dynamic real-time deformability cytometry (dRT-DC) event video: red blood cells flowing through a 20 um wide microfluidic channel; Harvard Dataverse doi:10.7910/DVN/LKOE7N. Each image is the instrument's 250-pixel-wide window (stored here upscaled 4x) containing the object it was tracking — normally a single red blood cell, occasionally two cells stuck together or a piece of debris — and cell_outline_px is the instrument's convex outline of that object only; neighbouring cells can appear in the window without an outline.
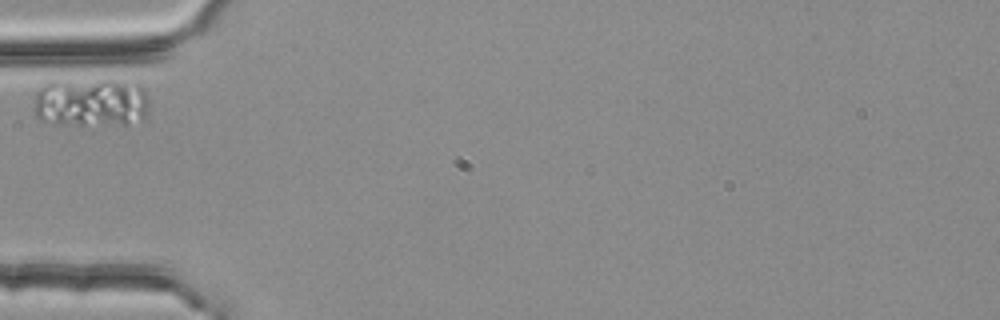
{"species": "common noctule bat (a hibernating species)", "species_latin": "Nyctalus noctula", "temperature_condition": "room temperature", "stored_images_in_passage": 3, "camera_frame_rate_fps": 3000, "um_per_image_px": 0.085, "animal": {"sex": "female", "body_mass_g": 25.1}, "frame": {"image": 1, "passage_image": 3, "time_ms": 0.667, "image_size_px": [1000, 320], "cell_outline_px": [[148, 112], [144, 116], [128, 124], [56, 124], [40, 120], [36, 116], [36, 92], [44, 84], [52, 80], [112, 80], [140, 84], [144, 88], [148, 100]], "centroid_in_image_um": [7.73, 8.69], "position_along_channel_um": 77.3, "area_um2": 32.89}}